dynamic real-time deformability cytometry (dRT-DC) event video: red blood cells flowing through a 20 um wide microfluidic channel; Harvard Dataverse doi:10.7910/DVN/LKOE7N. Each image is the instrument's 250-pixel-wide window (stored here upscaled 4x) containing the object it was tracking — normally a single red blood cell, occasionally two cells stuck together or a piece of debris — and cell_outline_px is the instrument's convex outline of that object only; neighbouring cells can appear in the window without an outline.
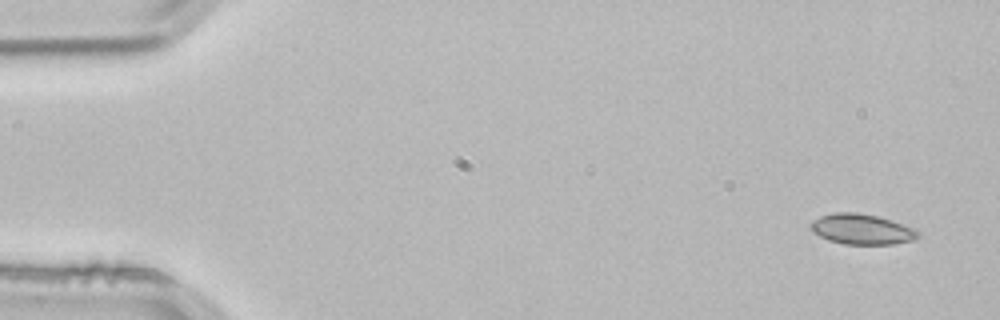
{"species": "common noctule bat (a hibernating species)", "species_latin": "Nyctalus noctula", "temperature_condition": "room temperature", "stored_images_in_passage": 51, "camera_frame_rate_fps": 3000, "um_per_image_px": 0.085, "animal": {"sex": "male", "body_mass_g": 21.5, "forearm_length_mm": 52.0}, "frame": {"image": 1, "passage_image": 1, "time_ms": 0.0, "image_size_px": [1000, 320], "cell_outline_px": [[920, 236], [916, 240], [892, 244], [844, 244], [828, 240], [812, 232], [808, 224], [812, 220], [820, 216], [836, 212], [856, 212], [880, 216], [916, 228], [920, 232]], "centroid_in_image_um": [73.27, 19.47], "position_along_channel_um": 11.7, "area_um2": 19.42}}
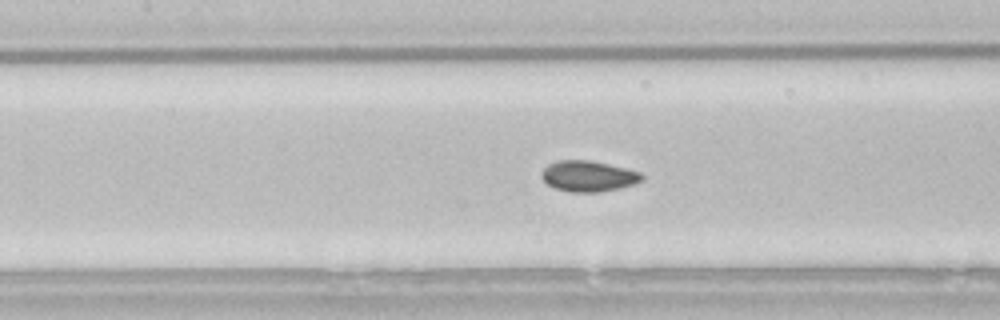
{"frame": {"image": 2, "passage_image": 22, "time_ms": 7.0, "image_size_px": [1000, 320], "cell_outline_px": [[644, 180], [632, 184], [600, 192], [568, 192], [556, 188], [548, 184], [540, 176], [540, 172], [548, 164], [556, 160], [588, 160], [608, 164], [640, 172], [644, 176]], "centroid_in_image_um": [49.97, 14.96], "position_along_channel_um": 157.4, "area_um2": 17.92}}
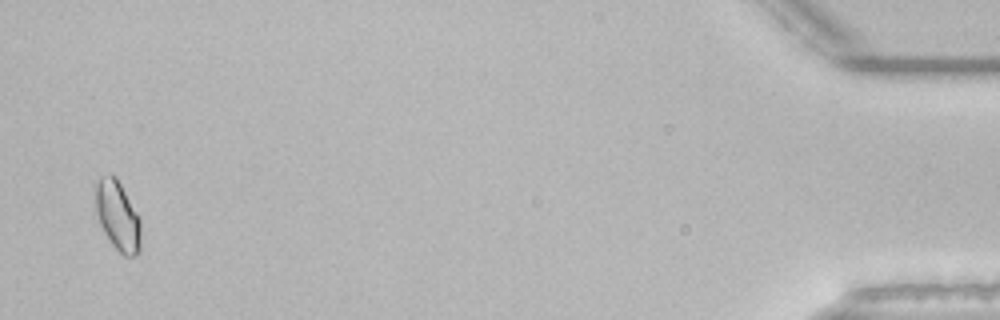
{"frame": {"image": 3, "passage_image": 50, "time_ms": 16.333, "image_size_px": [1000, 320], "cell_outline_px": [[140, 248], [136, 256], [124, 256], [112, 244], [104, 232], [100, 224], [96, 212], [96, 184], [100, 176], [108, 172], [112, 172], [116, 176], [140, 216]], "centroid_in_image_um": [10.01, 18.3], "position_along_channel_um": 425.2, "area_um2": 18.55}, "authors_computed_cell_mechanics": {"area_um2": 17.7446, "velocity_mm_per_s": 3.8311, "shape_relaxation_time_tau1_ms": 5.8941, "shape_relaxation_time_tau2_ms": null, "deformation_change_tau1": 0.0714, "deformation_change_tau2": null}}